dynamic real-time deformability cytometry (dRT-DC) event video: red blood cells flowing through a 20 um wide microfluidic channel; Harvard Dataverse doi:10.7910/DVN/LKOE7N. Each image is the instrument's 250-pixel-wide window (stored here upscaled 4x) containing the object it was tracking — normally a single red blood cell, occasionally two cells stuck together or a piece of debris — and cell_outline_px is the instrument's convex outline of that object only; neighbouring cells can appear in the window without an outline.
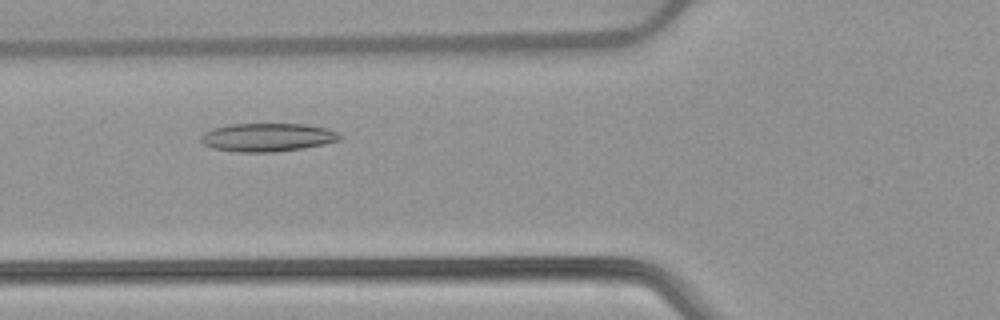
{"species": "common noctule bat (a hibernating species)", "species_latin": "Nyctalus noctula", "temperature_condition": "warm", "stored_images_in_passage": 48, "camera_frame_rate_fps": 3000, "um_per_image_px": 0.085, "animal": {"sex": "female", "body_mass_g": 22.7, "forearm_length_mm": 54.2}, "frame": {"image": 1, "passage_image": 15, "time_ms": 4.667, "image_size_px": [1000, 320], "cell_outline_px": [[340, 140], [324, 144], [304, 148], [272, 152], [236, 152], [212, 148], [204, 144], [200, 140], [200, 136], [204, 132], [228, 124], [304, 124], [328, 128], [336, 132], [340, 136]], "centroid_in_image_um": [22.72, 11.67], "position_along_channel_um": 103.1, "area_um2": 22.89}}
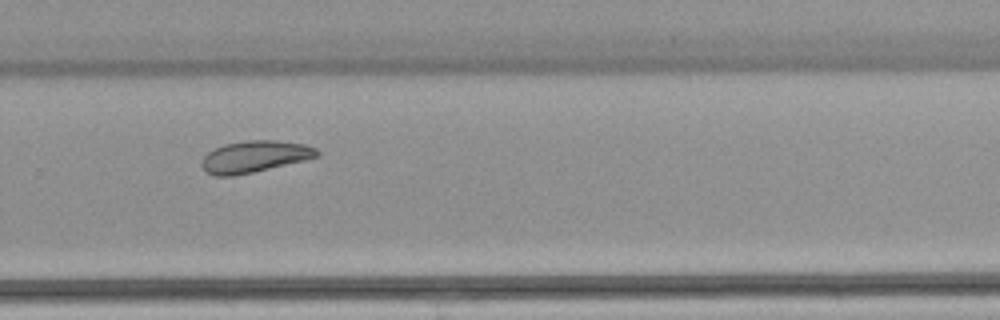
{"frame": {"image": 2, "passage_image": 31, "time_ms": 10.0, "image_size_px": [1000, 320], "cell_outline_px": [[320, 156], [304, 160], [252, 172], [232, 176], [216, 176], [208, 172], [200, 164], [200, 160], [208, 152], [224, 144], [248, 140], [272, 140], [304, 144], [316, 148], [320, 152]], "centroid_in_image_um": [21.64, 13.3], "position_along_channel_um": 308.2, "area_um2": 21.04}}
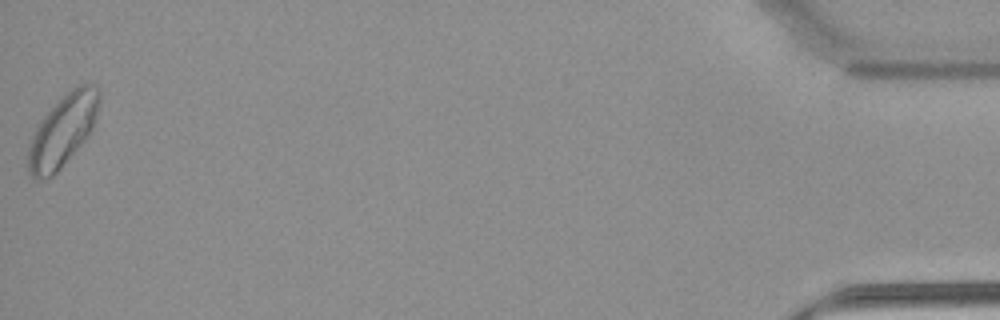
{"frame": {"image": 3, "passage_image": 48, "time_ms": 15.667, "image_size_px": [1000, 320], "cell_outline_px": [[100, 104], [92, 128], [84, 140], [60, 168], [52, 176], [36, 180], [28, 172], [28, 144], [36, 124], [60, 96], [72, 88], [80, 84], [96, 84], [100, 88]], "centroid_in_image_um": [5.32, 11.05], "position_along_channel_um": 429.9, "area_um2": 29.88}, "authors_computed_cell_mechanics": {"area_um2": 23.2934, "velocity_mm_per_s": 3.8537, "shape_relaxation_time_tau1_ms": null, "shape_relaxation_time_tau2_ms": 9.6586, "deformation_change_tau1": null, "deformation_change_tau2": 0.1399}}